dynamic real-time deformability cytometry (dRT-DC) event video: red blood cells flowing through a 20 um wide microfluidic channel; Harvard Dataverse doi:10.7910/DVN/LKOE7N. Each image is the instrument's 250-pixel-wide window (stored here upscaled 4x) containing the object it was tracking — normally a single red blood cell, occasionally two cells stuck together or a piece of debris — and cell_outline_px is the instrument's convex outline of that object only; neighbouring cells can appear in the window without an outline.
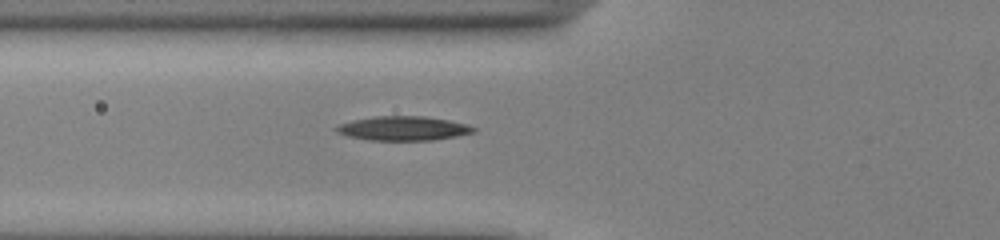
{"species": "common noctule bat (a hibernating species)", "species_latin": "Nyctalus noctula", "temperature_condition": "cold", "stored_images_in_passage": 39, "camera_frame_rate_fps": 3000, "um_per_image_px": 0.085, "animal": {"sex": "male", "body_mass_g": 13.0, "forearm_length_mm": 53.1}, "frame": {"image": 1, "passage_image": 6, "time_ms": 1.667, "image_size_px": [1000, 240], "cell_outline_px": [[476, 132], [456, 136], [432, 140], [368, 140], [348, 136], [336, 132], [332, 128], [340, 124], [352, 120], [376, 116], [424, 116], [448, 120], [468, 124], [476, 128]], "centroid_in_image_um": [34.26, 10.91], "position_along_channel_um": 91.5, "area_um2": 19.42}}
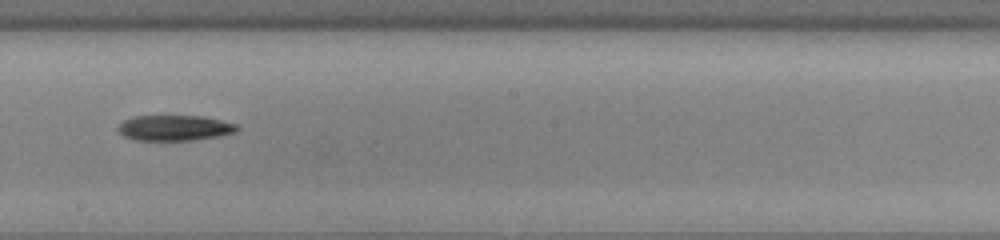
{"frame": {"image": 2, "passage_image": 17, "time_ms": 5.333, "image_size_px": [1000, 240], "cell_outline_px": [[240, 128], [236, 132], [220, 136], [192, 140], [136, 140], [124, 136], [116, 128], [124, 120], [132, 116], [204, 116], [236, 124]], "centroid_in_image_um": [14.85, 10.87], "position_along_channel_um": 233.3, "area_um2": 17.69}}
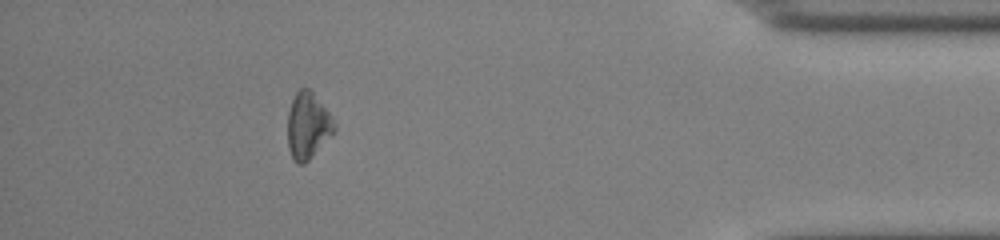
{"frame": {"image": 3, "passage_image": 34, "time_ms": 11.0, "image_size_px": [1000, 240], "cell_outline_px": [[336, 128], [308, 160], [304, 164], [296, 164], [292, 160], [288, 148], [288, 112], [292, 100], [296, 92], [300, 88], [308, 88], [312, 92], [332, 116], [336, 124]], "centroid_in_image_um": [26.14, 10.69], "position_along_channel_um": 409.1, "area_um2": 17.8}}